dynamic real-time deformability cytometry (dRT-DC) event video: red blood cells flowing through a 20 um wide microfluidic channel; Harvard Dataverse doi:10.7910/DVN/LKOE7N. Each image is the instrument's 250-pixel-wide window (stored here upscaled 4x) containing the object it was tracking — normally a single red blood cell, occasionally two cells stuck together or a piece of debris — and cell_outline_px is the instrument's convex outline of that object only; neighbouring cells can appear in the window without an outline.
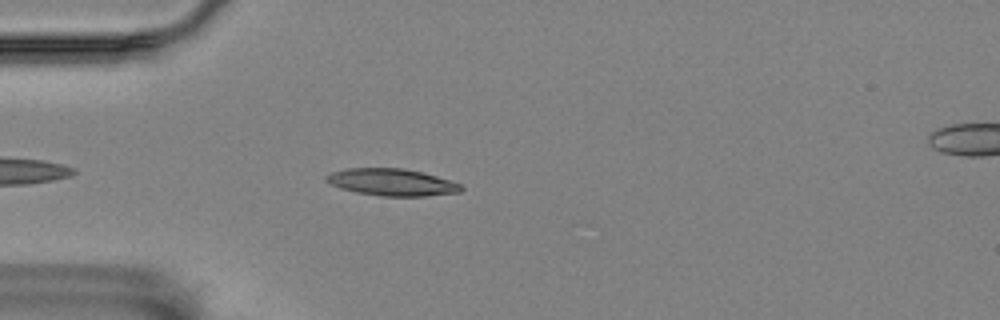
{"species": "Egyptian fruit bat (a non-hibernating species)", "species_latin": "Rousettus aegyptiacus", "temperature_condition": "room temperature", "stored_images_in_passage": 5, "camera_frame_rate_fps": 3000, "um_per_image_px": 0.085, "animal": {"sex": "female"}, "frame": {"image": 1, "passage_image": 5, "time_ms": 1.333, "image_size_px": [1000, 320], "cell_outline_px": [[464, 188], [460, 192], [424, 196], [380, 196], [356, 192], [340, 188], [324, 180], [324, 176], [332, 172], [348, 168], [404, 168], [436, 176], [460, 184]], "centroid_in_image_um": [33.28, 15.49], "position_along_channel_um": 51.7, "area_um2": 21.1}}